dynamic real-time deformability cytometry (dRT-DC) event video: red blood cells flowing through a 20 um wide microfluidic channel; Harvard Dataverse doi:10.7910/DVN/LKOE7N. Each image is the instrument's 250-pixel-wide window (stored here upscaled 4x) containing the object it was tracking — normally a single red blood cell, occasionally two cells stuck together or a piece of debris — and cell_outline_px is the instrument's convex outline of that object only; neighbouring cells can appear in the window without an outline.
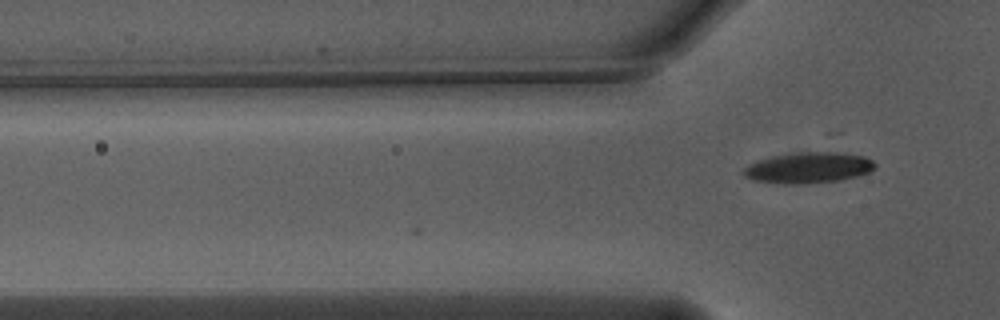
{"species": "Egyptian fruit bat (a non-hibernating species)", "species_latin": "Rousettus aegyptiacus", "temperature_condition": "warm", "stored_images_in_passage": 2, "camera_frame_rate_fps": 3000, "um_per_image_px": 0.085, "animal": {"sex": "male"}, "frame": {"image": 1, "passage_image": 2, "time_ms": 0.333, "image_size_px": [1000, 320], "cell_outline_px": [[876, 168], [868, 172], [856, 176], [840, 180], [796, 184], [784, 184], [752, 180], [744, 176], [740, 172], [748, 164], [756, 160], [772, 156], [824, 148], [828, 148], [864, 156], [872, 160], [876, 164]], "centroid_in_image_um": [68.73, 14.2], "position_along_channel_um": 57.1, "area_um2": 24.62}}